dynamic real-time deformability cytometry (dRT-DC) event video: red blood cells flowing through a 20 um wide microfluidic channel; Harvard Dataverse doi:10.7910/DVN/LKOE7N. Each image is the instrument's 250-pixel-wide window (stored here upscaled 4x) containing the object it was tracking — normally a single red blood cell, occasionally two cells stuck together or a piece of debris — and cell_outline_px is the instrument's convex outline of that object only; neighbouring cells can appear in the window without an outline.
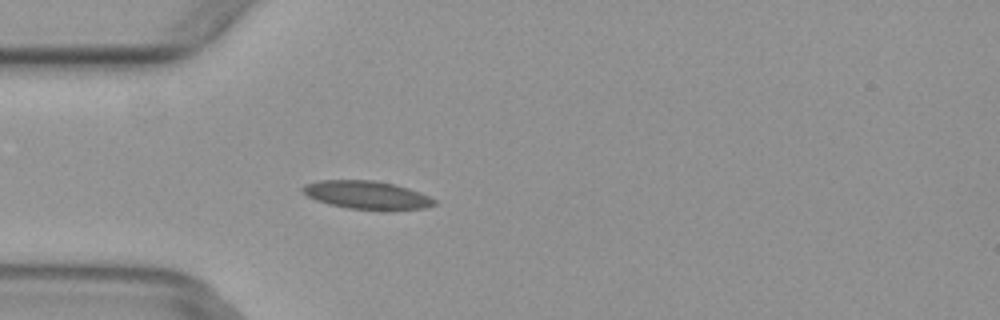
{"species": "common noctule bat (a hibernating species)", "species_latin": "Nyctalus noctula", "temperature_condition": "warm", "stored_images_in_passage": 3, "camera_frame_rate_fps": 3000, "um_per_image_px": 0.085, "animal": {"sex": "female", "body_mass_g": 29.2, "forearm_length_mm": 56.3}, "frame": {"image": 1, "passage_image": 3, "time_ms": 0.667, "image_size_px": [1000, 320], "cell_outline_px": [[436, 204], [424, 208], [388, 212], [348, 208], [328, 204], [316, 200], [308, 196], [300, 188], [304, 184], [320, 180], [372, 180], [396, 184], [420, 192], [436, 200]], "centroid_in_image_um": [31.21, 16.6], "position_along_channel_um": 53.8, "area_um2": 22.14}}